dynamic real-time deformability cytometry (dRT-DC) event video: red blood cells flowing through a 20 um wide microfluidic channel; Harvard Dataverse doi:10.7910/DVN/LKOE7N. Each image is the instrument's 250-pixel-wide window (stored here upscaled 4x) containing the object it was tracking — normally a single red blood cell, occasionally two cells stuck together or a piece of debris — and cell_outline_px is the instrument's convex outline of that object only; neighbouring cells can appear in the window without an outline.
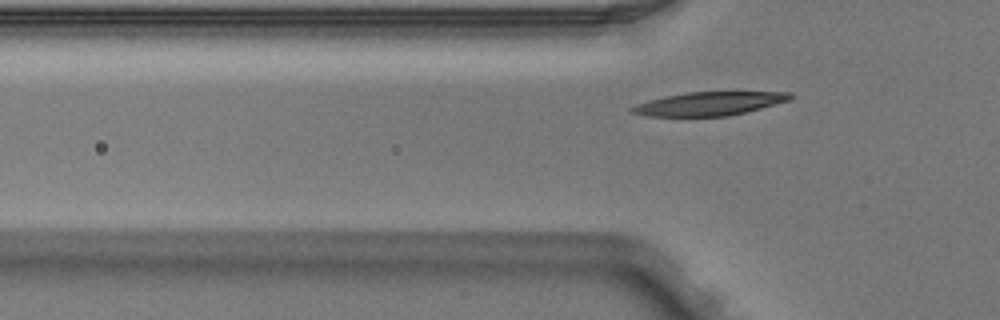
{"species": "Egyptian fruit bat (a non-hibernating species)", "species_latin": "Rousettus aegyptiacus", "temperature_condition": "warm", "stored_images_in_passage": 6, "camera_frame_rate_fps": 3000, "um_per_image_px": 0.085, "animal": {"sex": "male"}, "frame": {"image": 1, "passage_image": 6, "time_ms": 1.667, "image_size_px": [1000, 320], "cell_outline_px": [[792, 100], [728, 116], [648, 116], [628, 112], [628, 108], [636, 104], [648, 100], [664, 96], [684, 92], [792, 92]], "centroid_in_image_um": [60.23, 8.81], "position_along_channel_um": 65.6, "area_um2": 21.79}}